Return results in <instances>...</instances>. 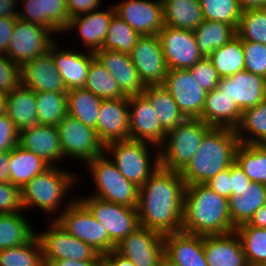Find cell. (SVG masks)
<instances>
[{
  "mask_svg": "<svg viewBox=\"0 0 266 266\" xmlns=\"http://www.w3.org/2000/svg\"><path fill=\"white\" fill-rule=\"evenodd\" d=\"M128 98L103 99L96 123V134L105 147L108 144L130 139Z\"/></svg>",
  "mask_w": 266,
  "mask_h": 266,
  "instance_id": "obj_18",
  "label": "cell"
},
{
  "mask_svg": "<svg viewBox=\"0 0 266 266\" xmlns=\"http://www.w3.org/2000/svg\"><path fill=\"white\" fill-rule=\"evenodd\" d=\"M104 154L86 163L97 188L92 196L137 209L139 187L127 180Z\"/></svg>",
  "mask_w": 266,
  "mask_h": 266,
  "instance_id": "obj_6",
  "label": "cell"
},
{
  "mask_svg": "<svg viewBox=\"0 0 266 266\" xmlns=\"http://www.w3.org/2000/svg\"><path fill=\"white\" fill-rule=\"evenodd\" d=\"M19 143V130L7 114L0 116V152H10Z\"/></svg>",
  "mask_w": 266,
  "mask_h": 266,
  "instance_id": "obj_52",
  "label": "cell"
},
{
  "mask_svg": "<svg viewBox=\"0 0 266 266\" xmlns=\"http://www.w3.org/2000/svg\"><path fill=\"white\" fill-rule=\"evenodd\" d=\"M7 94L0 92V116L6 114Z\"/></svg>",
  "mask_w": 266,
  "mask_h": 266,
  "instance_id": "obj_63",
  "label": "cell"
},
{
  "mask_svg": "<svg viewBox=\"0 0 266 266\" xmlns=\"http://www.w3.org/2000/svg\"><path fill=\"white\" fill-rule=\"evenodd\" d=\"M102 0H66V7L71 18L100 9Z\"/></svg>",
  "mask_w": 266,
  "mask_h": 266,
  "instance_id": "obj_55",
  "label": "cell"
},
{
  "mask_svg": "<svg viewBox=\"0 0 266 266\" xmlns=\"http://www.w3.org/2000/svg\"><path fill=\"white\" fill-rule=\"evenodd\" d=\"M115 13L114 6H111L107 11L95 10L76 16L70 19L65 31L77 29L83 45L87 46L89 52L95 53L101 50L107 35L109 23Z\"/></svg>",
  "mask_w": 266,
  "mask_h": 266,
  "instance_id": "obj_28",
  "label": "cell"
},
{
  "mask_svg": "<svg viewBox=\"0 0 266 266\" xmlns=\"http://www.w3.org/2000/svg\"><path fill=\"white\" fill-rule=\"evenodd\" d=\"M17 19L0 17V54H6Z\"/></svg>",
  "mask_w": 266,
  "mask_h": 266,
  "instance_id": "obj_56",
  "label": "cell"
},
{
  "mask_svg": "<svg viewBox=\"0 0 266 266\" xmlns=\"http://www.w3.org/2000/svg\"><path fill=\"white\" fill-rule=\"evenodd\" d=\"M55 42L49 48V54L62 76L67 91L77 88H84L87 80L89 66L95 58L93 52H74L73 50H58Z\"/></svg>",
  "mask_w": 266,
  "mask_h": 266,
  "instance_id": "obj_26",
  "label": "cell"
},
{
  "mask_svg": "<svg viewBox=\"0 0 266 266\" xmlns=\"http://www.w3.org/2000/svg\"><path fill=\"white\" fill-rule=\"evenodd\" d=\"M203 248L209 266H249L236 232L203 236Z\"/></svg>",
  "mask_w": 266,
  "mask_h": 266,
  "instance_id": "obj_27",
  "label": "cell"
},
{
  "mask_svg": "<svg viewBox=\"0 0 266 266\" xmlns=\"http://www.w3.org/2000/svg\"><path fill=\"white\" fill-rule=\"evenodd\" d=\"M164 255L178 266H209L203 236L183 231L164 235Z\"/></svg>",
  "mask_w": 266,
  "mask_h": 266,
  "instance_id": "obj_25",
  "label": "cell"
},
{
  "mask_svg": "<svg viewBox=\"0 0 266 266\" xmlns=\"http://www.w3.org/2000/svg\"><path fill=\"white\" fill-rule=\"evenodd\" d=\"M201 55L208 58L216 49L237 35L236 29L224 22L203 20L193 31Z\"/></svg>",
  "mask_w": 266,
  "mask_h": 266,
  "instance_id": "obj_35",
  "label": "cell"
},
{
  "mask_svg": "<svg viewBox=\"0 0 266 266\" xmlns=\"http://www.w3.org/2000/svg\"><path fill=\"white\" fill-rule=\"evenodd\" d=\"M44 266H100L102 260H82L75 261L73 259L61 260H43Z\"/></svg>",
  "mask_w": 266,
  "mask_h": 266,
  "instance_id": "obj_58",
  "label": "cell"
},
{
  "mask_svg": "<svg viewBox=\"0 0 266 266\" xmlns=\"http://www.w3.org/2000/svg\"><path fill=\"white\" fill-rule=\"evenodd\" d=\"M22 210L20 190L10 182H0V214Z\"/></svg>",
  "mask_w": 266,
  "mask_h": 266,
  "instance_id": "obj_51",
  "label": "cell"
},
{
  "mask_svg": "<svg viewBox=\"0 0 266 266\" xmlns=\"http://www.w3.org/2000/svg\"><path fill=\"white\" fill-rule=\"evenodd\" d=\"M94 55L114 78L126 96L144 92L146 86L140 79L129 54L113 50H98Z\"/></svg>",
  "mask_w": 266,
  "mask_h": 266,
  "instance_id": "obj_22",
  "label": "cell"
},
{
  "mask_svg": "<svg viewBox=\"0 0 266 266\" xmlns=\"http://www.w3.org/2000/svg\"><path fill=\"white\" fill-rule=\"evenodd\" d=\"M128 103L130 139L147 142L161 148L166 132L161 128L149 99L143 93L131 95L128 96Z\"/></svg>",
  "mask_w": 266,
  "mask_h": 266,
  "instance_id": "obj_17",
  "label": "cell"
},
{
  "mask_svg": "<svg viewBox=\"0 0 266 266\" xmlns=\"http://www.w3.org/2000/svg\"><path fill=\"white\" fill-rule=\"evenodd\" d=\"M158 36L167 69H189L204 58L193 31L164 25Z\"/></svg>",
  "mask_w": 266,
  "mask_h": 266,
  "instance_id": "obj_13",
  "label": "cell"
},
{
  "mask_svg": "<svg viewBox=\"0 0 266 266\" xmlns=\"http://www.w3.org/2000/svg\"><path fill=\"white\" fill-rule=\"evenodd\" d=\"M248 223L252 226L266 229V203L254 213Z\"/></svg>",
  "mask_w": 266,
  "mask_h": 266,
  "instance_id": "obj_61",
  "label": "cell"
},
{
  "mask_svg": "<svg viewBox=\"0 0 266 266\" xmlns=\"http://www.w3.org/2000/svg\"><path fill=\"white\" fill-rule=\"evenodd\" d=\"M231 222L228 199L206 184L185 188L182 231L199 236L225 235L235 231Z\"/></svg>",
  "mask_w": 266,
  "mask_h": 266,
  "instance_id": "obj_2",
  "label": "cell"
},
{
  "mask_svg": "<svg viewBox=\"0 0 266 266\" xmlns=\"http://www.w3.org/2000/svg\"><path fill=\"white\" fill-rule=\"evenodd\" d=\"M231 196H242V192L251 184V180L245 175L239 165L234 162L230 166Z\"/></svg>",
  "mask_w": 266,
  "mask_h": 266,
  "instance_id": "obj_54",
  "label": "cell"
},
{
  "mask_svg": "<svg viewBox=\"0 0 266 266\" xmlns=\"http://www.w3.org/2000/svg\"><path fill=\"white\" fill-rule=\"evenodd\" d=\"M245 70L266 78V44L242 41Z\"/></svg>",
  "mask_w": 266,
  "mask_h": 266,
  "instance_id": "obj_48",
  "label": "cell"
},
{
  "mask_svg": "<svg viewBox=\"0 0 266 266\" xmlns=\"http://www.w3.org/2000/svg\"><path fill=\"white\" fill-rule=\"evenodd\" d=\"M57 167L56 165L50 166L21 188L22 208L38 206L48 214L57 212L58 205L62 203L61 200L77 179L74 174H69L66 170H60Z\"/></svg>",
  "mask_w": 266,
  "mask_h": 266,
  "instance_id": "obj_5",
  "label": "cell"
},
{
  "mask_svg": "<svg viewBox=\"0 0 266 266\" xmlns=\"http://www.w3.org/2000/svg\"><path fill=\"white\" fill-rule=\"evenodd\" d=\"M129 55L145 86L163 85L168 69L158 35L140 36Z\"/></svg>",
  "mask_w": 266,
  "mask_h": 266,
  "instance_id": "obj_14",
  "label": "cell"
},
{
  "mask_svg": "<svg viewBox=\"0 0 266 266\" xmlns=\"http://www.w3.org/2000/svg\"><path fill=\"white\" fill-rule=\"evenodd\" d=\"M185 188L180 172L159 167L139 187L140 226L163 235L182 231Z\"/></svg>",
  "mask_w": 266,
  "mask_h": 266,
  "instance_id": "obj_1",
  "label": "cell"
},
{
  "mask_svg": "<svg viewBox=\"0 0 266 266\" xmlns=\"http://www.w3.org/2000/svg\"><path fill=\"white\" fill-rule=\"evenodd\" d=\"M24 12L19 19L50 29L53 33L65 32L70 16L66 0H21Z\"/></svg>",
  "mask_w": 266,
  "mask_h": 266,
  "instance_id": "obj_23",
  "label": "cell"
},
{
  "mask_svg": "<svg viewBox=\"0 0 266 266\" xmlns=\"http://www.w3.org/2000/svg\"><path fill=\"white\" fill-rule=\"evenodd\" d=\"M114 8L140 36L158 35L164 26L162 0H127Z\"/></svg>",
  "mask_w": 266,
  "mask_h": 266,
  "instance_id": "obj_19",
  "label": "cell"
},
{
  "mask_svg": "<svg viewBox=\"0 0 266 266\" xmlns=\"http://www.w3.org/2000/svg\"><path fill=\"white\" fill-rule=\"evenodd\" d=\"M217 89L228 95L244 111L266 99V78L243 70L221 78Z\"/></svg>",
  "mask_w": 266,
  "mask_h": 266,
  "instance_id": "obj_20",
  "label": "cell"
},
{
  "mask_svg": "<svg viewBox=\"0 0 266 266\" xmlns=\"http://www.w3.org/2000/svg\"><path fill=\"white\" fill-rule=\"evenodd\" d=\"M10 152H0V182H10Z\"/></svg>",
  "mask_w": 266,
  "mask_h": 266,
  "instance_id": "obj_60",
  "label": "cell"
},
{
  "mask_svg": "<svg viewBox=\"0 0 266 266\" xmlns=\"http://www.w3.org/2000/svg\"><path fill=\"white\" fill-rule=\"evenodd\" d=\"M21 84L34 92L67 93L62 76L49 53L21 66Z\"/></svg>",
  "mask_w": 266,
  "mask_h": 266,
  "instance_id": "obj_21",
  "label": "cell"
},
{
  "mask_svg": "<svg viewBox=\"0 0 266 266\" xmlns=\"http://www.w3.org/2000/svg\"><path fill=\"white\" fill-rule=\"evenodd\" d=\"M19 0H0V17H6L10 19H17L19 17V10L17 8V2ZM16 5V6H15Z\"/></svg>",
  "mask_w": 266,
  "mask_h": 266,
  "instance_id": "obj_59",
  "label": "cell"
},
{
  "mask_svg": "<svg viewBox=\"0 0 266 266\" xmlns=\"http://www.w3.org/2000/svg\"><path fill=\"white\" fill-rule=\"evenodd\" d=\"M18 144L41 157L50 166H54L53 163L63 158L56 126L36 124L24 128L19 131Z\"/></svg>",
  "mask_w": 266,
  "mask_h": 266,
  "instance_id": "obj_24",
  "label": "cell"
},
{
  "mask_svg": "<svg viewBox=\"0 0 266 266\" xmlns=\"http://www.w3.org/2000/svg\"><path fill=\"white\" fill-rule=\"evenodd\" d=\"M0 266H44L42 247L35 235L18 247L0 250Z\"/></svg>",
  "mask_w": 266,
  "mask_h": 266,
  "instance_id": "obj_45",
  "label": "cell"
},
{
  "mask_svg": "<svg viewBox=\"0 0 266 266\" xmlns=\"http://www.w3.org/2000/svg\"><path fill=\"white\" fill-rule=\"evenodd\" d=\"M70 235L89 244L100 255L115 249L106 228L97 221L89 209L78 199L70 200V204L60 216L54 219Z\"/></svg>",
  "mask_w": 266,
  "mask_h": 266,
  "instance_id": "obj_8",
  "label": "cell"
},
{
  "mask_svg": "<svg viewBox=\"0 0 266 266\" xmlns=\"http://www.w3.org/2000/svg\"><path fill=\"white\" fill-rule=\"evenodd\" d=\"M212 127L198 118H186L166 133L159 152V166L181 172L195 156L205 134ZM167 141V142H166Z\"/></svg>",
  "mask_w": 266,
  "mask_h": 266,
  "instance_id": "obj_4",
  "label": "cell"
},
{
  "mask_svg": "<svg viewBox=\"0 0 266 266\" xmlns=\"http://www.w3.org/2000/svg\"><path fill=\"white\" fill-rule=\"evenodd\" d=\"M236 32L242 41L266 44V7L242 10Z\"/></svg>",
  "mask_w": 266,
  "mask_h": 266,
  "instance_id": "obj_46",
  "label": "cell"
},
{
  "mask_svg": "<svg viewBox=\"0 0 266 266\" xmlns=\"http://www.w3.org/2000/svg\"><path fill=\"white\" fill-rule=\"evenodd\" d=\"M235 162L252 182L266 185V145L239 143Z\"/></svg>",
  "mask_w": 266,
  "mask_h": 266,
  "instance_id": "obj_38",
  "label": "cell"
},
{
  "mask_svg": "<svg viewBox=\"0 0 266 266\" xmlns=\"http://www.w3.org/2000/svg\"><path fill=\"white\" fill-rule=\"evenodd\" d=\"M239 139L235 129L212 127L204 136L195 156L180 172L185 185L206 184L235 162Z\"/></svg>",
  "mask_w": 266,
  "mask_h": 266,
  "instance_id": "obj_3",
  "label": "cell"
},
{
  "mask_svg": "<svg viewBox=\"0 0 266 266\" xmlns=\"http://www.w3.org/2000/svg\"><path fill=\"white\" fill-rule=\"evenodd\" d=\"M64 156L85 160L87 163L102 155L104 146L96 131L76 118L66 115L56 126Z\"/></svg>",
  "mask_w": 266,
  "mask_h": 266,
  "instance_id": "obj_11",
  "label": "cell"
},
{
  "mask_svg": "<svg viewBox=\"0 0 266 266\" xmlns=\"http://www.w3.org/2000/svg\"><path fill=\"white\" fill-rule=\"evenodd\" d=\"M6 114L21 131L37 124V102L35 92L22 84L7 94Z\"/></svg>",
  "mask_w": 266,
  "mask_h": 266,
  "instance_id": "obj_30",
  "label": "cell"
},
{
  "mask_svg": "<svg viewBox=\"0 0 266 266\" xmlns=\"http://www.w3.org/2000/svg\"><path fill=\"white\" fill-rule=\"evenodd\" d=\"M37 102V124H57L68 114L67 93L35 92Z\"/></svg>",
  "mask_w": 266,
  "mask_h": 266,
  "instance_id": "obj_43",
  "label": "cell"
},
{
  "mask_svg": "<svg viewBox=\"0 0 266 266\" xmlns=\"http://www.w3.org/2000/svg\"><path fill=\"white\" fill-rule=\"evenodd\" d=\"M157 266H178L177 264L173 263L169 258L165 255L160 259Z\"/></svg>",
  "mask_w": 266,
  "mask_h": 266,
  "instance_id": "obj_64",
  "label": "cell"
},
{
  "mask_svg": "<svg viewBox=\"0 0 266 266\" xmlns=\"http://www.w3.org/2000/svg\"><path fill=\"white\" fill-rule=\"evenodd\" d=\"M36 236L42 247L43 260H102V255L94 248L70 235L54 219L47 232L37 233Z\"/></svg>",
  "mask_w": 266,
  "mask_h": 266,
  "instance_id": "obj_12",
  "label": "cell"
},
{
  "mask_svg": "<svg viewBox=\"0 0 266 266\" xmlns=\"http://www.w3.org/2000/svg\"><path fill=\"white\" fill-rule=\"evenodd\" d=\"M34 232L20 212L0 214V250L29 242Z\"/></svg>",
  "mask_w": 266,
  "mask_h": 266,
  "instance_id": "obj_40",
  "label": "cell"
},
{
  "mask_svg": "<svg viewBox=\"0 0 266 266\" xmlns=\"http://www.w3.org/2000/svg\"><path fill=\"white\" fill-rule=\"evenodd\" d=\"M115 250L135 266H157L164 256V235L139 226L118 243Z\"/></svg>",
  "mask_w": 266,
  "mask_h": 266,
  "instance_id": "obj_15",
  "label": "cell"
},
{
  "mask_svg": "<svg viewBox=\"0 0 266 266\" xmlns=\"http://www.w3.org/2000/svg\"><path fill=\"white\" fill-rule=\"evenodd\" d=\"M242 10L266 7V0H238Z\"/></svg>",
  "mask_w": 266,
  "mask_h": 266,
  "instance_id": "obj_62",
  "label": "cell"
},
{
  "mask_svg": "<svg viewBox=\"0 0 266 266\" xmlns=\"http://www.w3.org/2000/svg\"><path fill=\"white\" fill-rule=\"evenodd\" d=\"M199 3L205 20L224 22L237 30L242 14L238 0H199Z\"/></svg>",
  "mask_w": 266,
  "mask_h": 266,
  "instance_id": "obj_47",
  "label": "cell"
},
{
  "mask_svg": "<svg viewBox=\"0 0 266 266\" xmlns=\"http://www.w3.org/2000/svg\"><path fill=\"white\" fill-rule=\"evenodd\" d=\"M85 89L103 99L128 98L117 82L95 57L89 66Z\"/></svg>",
  "mask_w": 266,
  "mask_h": 266,
  "instance_id": "obj_42",
  "label": "cell"
},
{
  "mask_svg": "<svg viewBox=\"0 0 266 266\" xmlns=\"http://www.w3.org/2000/svg\"><path fill=\"white\" fill-rule=\"evenodd\" d=\"M147 144L150 143L126 139L112 142L104 147V152L108 151L113 155L112 162L120 173L138 187L142 186L160 167L159 152L155 154L157 156L151 158ZM150 159H154V162Z\"/></svg>",
  "mask_w": 266,
  "mask_h": 266,
  "instance_id": "obj_7",
  "label": "cell"
},
{
  "mask_svg": "<svg viewBox=\"0 0 266 266\" xmlns=\"http://www.w3.org/2000/svg\"><path fill=\"white\" fill-rule=\"evenodd\" d=\"M21 85V66L0 54V92L9 94Z\"/></svg>",
  "mask_w": 266,
  "mask_h": 266,
  "instance_id": "obj_50",
  "label": "cell"
},
{
  "mask_svg": "<svg viewBox=\"0 0 266 266\" xmlns=\"http://www.w3.org/2000/svg\"><path fill=\"white\" fill-rule=\"evenodd\" d=\"M243 111L237 103L217 88L207 92L201 116L198 118L211 127L236 129Z\"/></svg>",
  "mask_w": 266,
  "mask_h": 266,
  "instance_id": "obj_29",
  "label": "cell"
},
{
  "mask_svg": "<svg viewBox=\"0 0 266 266\" xmlns=\"http://www.w3.org/2000/svg\"><path fill=\"white\" fill-rule=\"evenodd\" d=\"M50 33L48 28L17 18L6 55L20 66L41 57L55 42Z\"/></svg>",
  "mask_w": 266,
  "mask_h": 266,
  "instance_id": "obj_10",
  "label": "cell"
},
{
  "mask_svg": "<svg viewBox=\"0 0 266 266\" xmlns=\"http://www.w3.org/2000/svg\"><path fill=\"white\" fill-rule=\"evenodd\" d=\"M193 79L207 92L217 88L220 77L209 58H203L189 68Z\"/></svg>",
  "mask_w": 266,
  "mask_h": 266,
  "instance_id": "obj_49",
  "label": "cell"
},
{
  "mask_svg": "<svg viewBox=\"0 0 266 266\" xmlns=\"http://www.w3.org/2000/svg\"><path fill=\"white\" fill-rule=\"evenodd\" d=\"M102 264L104 266H135L131 260L119 254L115 249L102 255Z\"/></svg>",
  "mask_w": 266,
  "mask_h": 266,
  "instance_id": "obj_57",
  "label": "cell"
},
{
  "mask_svg": "<svg viewBox=\"0 0 266 266\" xmlns=\"http://www.w3.org/2000/svg\"><path fill=\"white\" fill-rule=\"evenodd\" d=\"M249 266H261L266 261V229L243 223L235 228Z\"/></svg>",
  "mask_w": 266,
  "mask_h": 266,
  "instance_id": "obj_41",
  "label": "cell"
},
{
  "mask_svg": "<svg viewBox=\"0 0 266 266\" xmlns=\"http://www.w3.org/2000/svg\"><path fill=\"white\" fill-rule=\"evenodd\" d=\"M164 25L194 31L204 20L199 0H162Z\"/></svg>",
  "mask_w": 266,
  "mask_h": 266,
  "instance_id": "obj_33",
  "label": "cell"
},
{
  "mask_svg": "<svg viewBox=\"0 0 266 266\" xmlns=\"http://www.w3.org/2000/svg\"><path fill=\"white\" fill-rule=\"evenodd\" d=\"M140 35L117 13L109 23L107 35L101 50H113L130 54Z\"/></svg>",
  "mask_w": 266,
  "mask_h": 266,
  "instance_id": "obj_44",
  "label": "cell"
},
{
  "mask_svg": "<svg viewBox=\"0 0 266 266\" xmlns=\"http://www.w3.org/2000/svg\"><path fill=\"white\" fill-rule=\"evenodd\" d=\"M206 185L220 196L229 199L231 197L230 167L220 171L217 175L212 177Z\"/></svg>",
  "mask_w": 266,
  "mask_h": 266,
  "instance_id": "obj_53",
  "label": "cell"
},
{
  "mask_svg": "<svg viewBox=\"0 0 266 266\" xmlns=\"http://www.w3.org/2000/svg\"><path fill=\"white\" fill-rule=\"evenodd\" d=\"M208 58L213 63L220 78L230 77L245 70L242 40L237 35L216 49Z\"/></svg>",
  "mask_w": 266,
  "mask_h": 266,
  "instance_id": "obj_39",
  "label": "cell"
},
{
  "mask_svg": "<svg viewBox=\"0 0 266 266\" xmlns=\"http://www.w3.org/2000/svg\"><path fill=\"white\" fill-rule=\"evenodd\" d=\"M266 203V185L251 182L242 192V196H231L228 199L232 224L237 227L249 222L254 213Z\"/></svg>",
  "mask_w": 266,
  "mask_h": 266,
  "instance_id": "obj_32",
  "label": "cell"
},
{
  "mask_svg": "<svg viewBox=\"0 0 266 266\" xmlns=\"http://www.w3.org/2000/svg\"><path fill=\"white\" fill-rule=\"evenodd\" d=\"M235 130L239 143L266 145V99L254 107L245 109ZM244 131L249 132L250 136L244 135Z\"/></svg>",
  "mask_w": 266,
  "mask_h": 266,
  "instance_id": "obj_37",
  "label": "cell"
},
{
  "mask_svg": "<svg viewBox=\"0 0 266 266\" xmlns=\"http://www.w3.org/2000/svg\"><path fill=\"white\" fill-rule=\"evenodd\" d=\"M163 86L186 118H199L207 91L193 79L189 69H168Z\"/></svg>",
  "mask_w": 266,
  "mask_h": 266,
  "instance_id": "obj_16",
  "label": "cell"
},
{
  "mask_svg": "<svg viewBox=\"0 0 266 266\" xmlns=\"http://www.w3.org/2000/svg\"><path fill=\"white\" fill-rule=\"evenodd\" d=\"M143 94L154 107L160 126L166 133L186 119L173 96L163 85H148Z\"/></svg>",
  "mask_w": 266,
  "mask_h": 266,
  "instance_id": "obj_34",
  "label": "cell"
},
{
  "mask_svg": "<svg viewBox=\"0 0 266 266\" xmlns=\"http://www.w3.org/2000/svg\"><path fill=\"white\" fill-rule=\"evenodd\" d=\"M102 99L85 88L67 91V113L96 131Z\"/></svg>",
  "mask_w": 266,
  "mask_h": 266,
  "instance_id": "obj_36",
  "label": "cell"
},
{
  "mask_svg": "<svg viewBox=\"0 0 266 266\" xmlns=\"http://www.w3.org/2000/svg\"><path fill=\"white\" fill-rule=\"evenodd\" d=\"M80 201L106 228L109 238L115 246L140 226L135 208L115 204L91 195L87 198H80Z\"/></svg>",
  "mask_w": 266,
  "mask_h": 266,
  "instance_id": "obj_9",
  "label": "cell"
},
{
  "mask_svg": "<svg viewBox=\"0 0 266 266\" xmlns=\"http://www.w3.org/2000/svg\"><path fill=\"white\" fill-rule=\"evenodd\" d=\"M10 183L19 190L50 165L33 152L19 144L10 151Z\"/></svg>",
  "mask_w": 266,
  "mask_h": 266,
  "instance_id": "obj_31",
  "label": "cell"
}]
</instances>
